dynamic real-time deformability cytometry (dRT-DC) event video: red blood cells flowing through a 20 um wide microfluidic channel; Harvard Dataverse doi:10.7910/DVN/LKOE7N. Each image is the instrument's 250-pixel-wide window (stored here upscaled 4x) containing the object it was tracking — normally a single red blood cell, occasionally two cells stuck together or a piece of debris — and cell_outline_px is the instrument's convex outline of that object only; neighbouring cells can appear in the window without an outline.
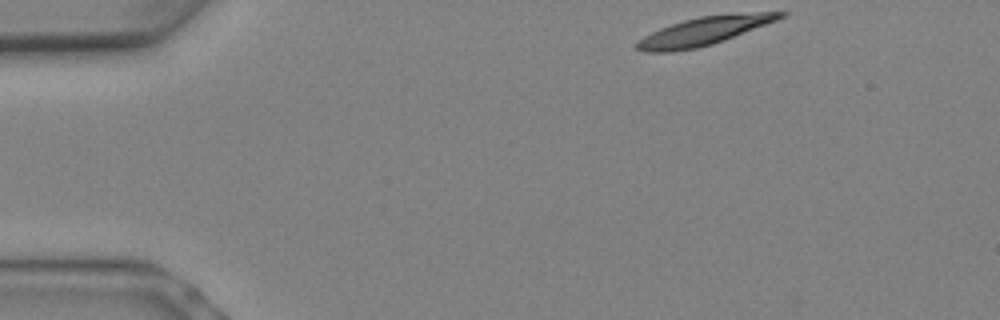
{"species": "Egyptian fruit bat (a non-hibernating species)", "species_latin": "Rousettus aegyptiacus", "temperature_condition": "warm", "stored_images_in_passage": 7, "camera_frame_rate_fps": 3000, "um_per_image_px": 0.085, "animal": {"sex": "female"}, "frame": {"image": 1, "passage_image": 1, "time_ms": 0.0, "image_size_px": [1000, 320], "cell_outline_px": [[788, 12], [784, 16], [776, 20], [724, 40], [712, 44], [696, 48], [672, 52], [644, 52], [636, 48], [636, 44], [644, 36], [660, 28], [684, 20], [700, 16], [752, 12]], "centroid_in_image_um": [59.81, 2.64], "position_along_channel_um": 25.2, "area_um2": 23.12}}
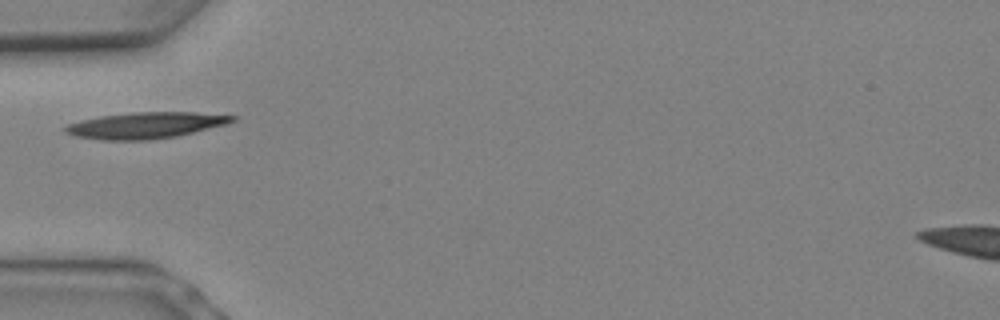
{"frame": {"image": 2, "passage_image": 5, "time_ms": 1.333, "image_size_px": [1000, 320], "cell_outline_px": [[236, 120], [228, 124], [176, 136], [148, 140], [100, 140], [76, 136], [64, 132], [60, 128], [68, 124], [80, 120], [100, 116], [132, 112], [196, 112], [236, 116]], "centroid_in_image_um": [12.34, 10.65], "position_along_channel_um": 72.7, "area_um2": 25.66}}
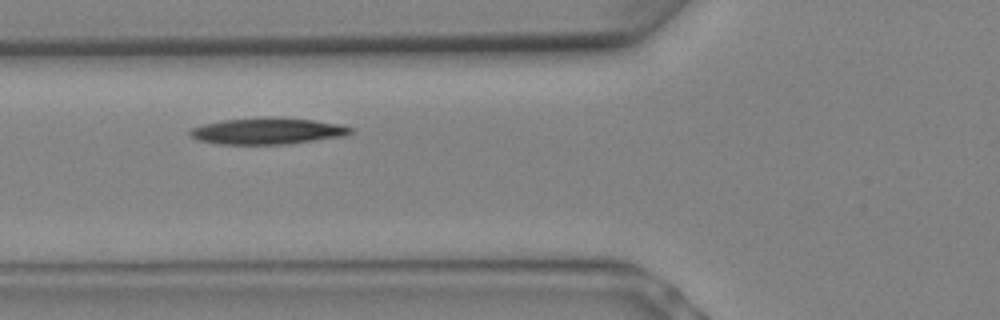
{"frame": {"image": 3, "passage_image": 6, "time_ms": 1.667, "image_size_px": [1000, 320], "cell_outline_px": [[352, 132], [348, 136], [292, 144], [220, 144], [200, 140], [192, 136], [188, 132], [192, 128], [204, 124], [224, 120], [312, 120], [344, 124], [352, 128]], "centroid_in_image_um": [22.84, 11.19], "position_along_channel_um": 103.0, "area_um2": 23.7}}